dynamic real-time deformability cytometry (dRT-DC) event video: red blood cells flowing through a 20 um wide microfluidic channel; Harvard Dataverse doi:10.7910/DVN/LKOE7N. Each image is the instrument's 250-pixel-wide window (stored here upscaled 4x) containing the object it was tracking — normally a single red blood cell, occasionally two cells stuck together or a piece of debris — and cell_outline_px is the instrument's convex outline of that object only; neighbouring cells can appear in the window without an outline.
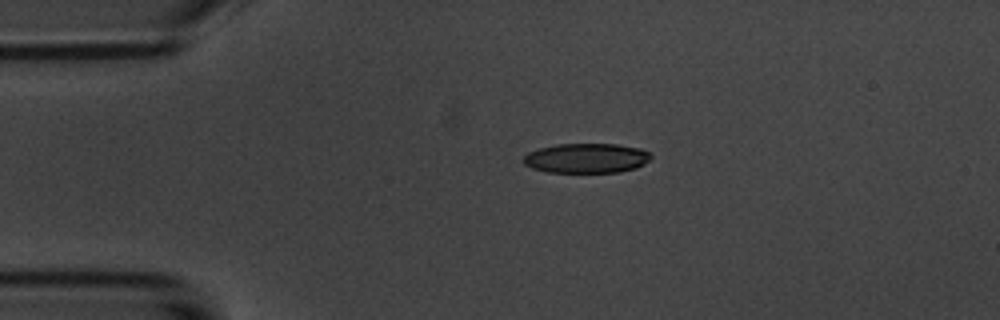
{"species": "common noctule bat (a hibernating species)", "species_latin": "Nyctalus noctula", "temperature_condition": "room temperature", "stored_images_in_passage": 5, "camera_frame_rate_fps": 3000, "um_per_image_px": 0.085, "animal": {"sex": "male", "body_mass_g": 20.1, "forearm_length_mm": 53.5}, "frame": {"image": 1, "passage_image": 3, "time_ms": 3.333, "image_size_px": [1000, 320], "cell_outline_px": [[652, 156], [644, 164], [636, 168], [620, 172], [548, 172], [532, 168], [524, 164], [520, 160], [528, 152], [536, 148], [556, 144], [616, 144], [640, 148], [648, 152]], "centroid_in_image_um": [49.8, 13.44], "position_along_channel_um": 35.2, "area_um2": 22.25}}